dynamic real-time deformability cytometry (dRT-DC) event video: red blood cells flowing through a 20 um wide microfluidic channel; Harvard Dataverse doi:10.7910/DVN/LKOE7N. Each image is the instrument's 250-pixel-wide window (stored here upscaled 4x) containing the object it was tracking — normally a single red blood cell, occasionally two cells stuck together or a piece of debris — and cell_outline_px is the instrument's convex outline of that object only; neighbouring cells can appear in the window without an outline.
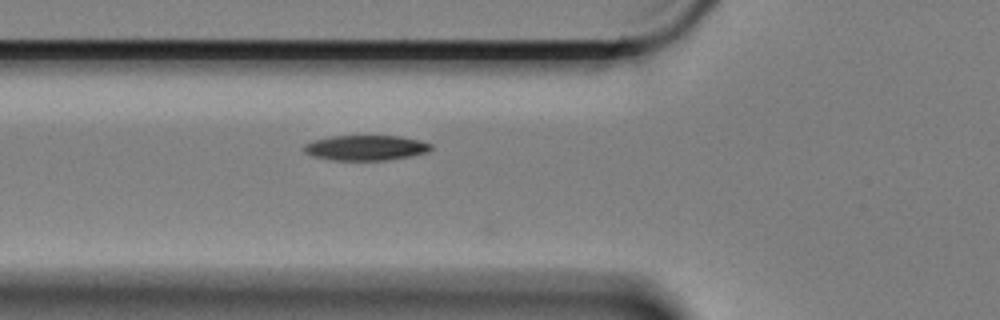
{"species": "Egyptian fruit bat (a non-hibernating species)", "species_latin": "Rousettus aegyptiacus", "temperature_condition": "cold", "stored_images_in_passage": 34, "camera_frame_rate_fps": 3000, "um_per_image_px": 0.085, "animal": {"sex": "female"}, "frame": {"image": 1, "passage_image": 3, "time_ms": 0.667, "image_size_px": [1000, 320], "cell_outline_px": [[432, 148], [428, 152], [412, 156], [384, 160], [332, 160], [312, 156], [304, 152], [300, 148], [304, 144], [316, 140], [332, 136], [400, 136], [420, 140], [432, 144]], "centroid_in_image_um": [31.08, 12.56], "position_along_channel_um": 94.7, "area_um2": 18.73}}
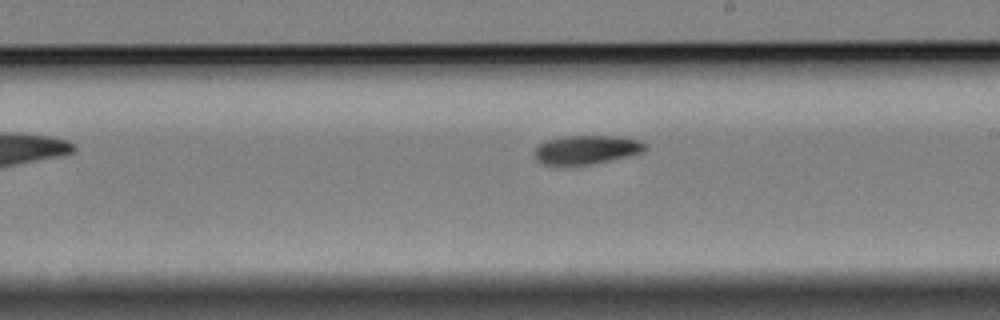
{"frame": {"image": 2, "passage_image": 16, "time_ms": 5.0, "image_size_px": [1000, 320], "cell_outline_px": [[648, 148], [644, 152], [592, 164], [540, 164], [536, 160], [532, 152], [544, 140], [564, 136], [624, 136], [640, 140]], "centroid_in_image_um": [49.84, 12.7], "position_along_channel_um": 239.2, "area_um2": 18.67}}
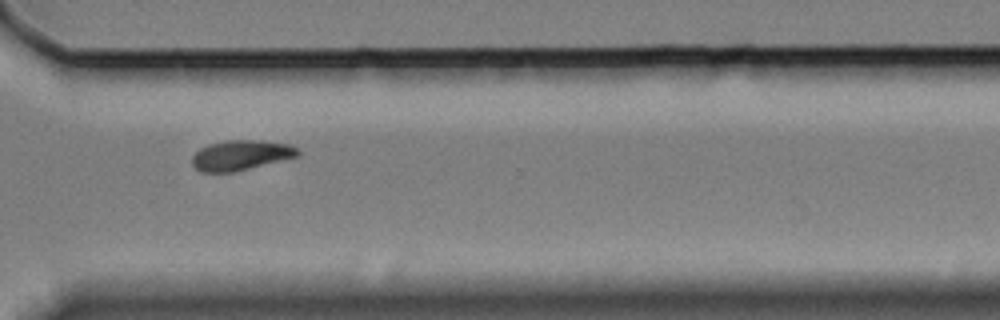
{"frame": {"image": 3, "passage_image": 26, "time_ms": 8.333, "image_size_px": [1000, 320], "cell_outline_px": [[300, 156], [232, 172], [200, 172], [192, 164], [192, 156], [200, 148], [208, 144], [224, 140], [260, 140], [288, 144], [296, 148], [300, 152]], "centroid_in_image_um": [20.46, 13.18], "position_along_channel_um": 350.1, "area_um2": 18.5}}